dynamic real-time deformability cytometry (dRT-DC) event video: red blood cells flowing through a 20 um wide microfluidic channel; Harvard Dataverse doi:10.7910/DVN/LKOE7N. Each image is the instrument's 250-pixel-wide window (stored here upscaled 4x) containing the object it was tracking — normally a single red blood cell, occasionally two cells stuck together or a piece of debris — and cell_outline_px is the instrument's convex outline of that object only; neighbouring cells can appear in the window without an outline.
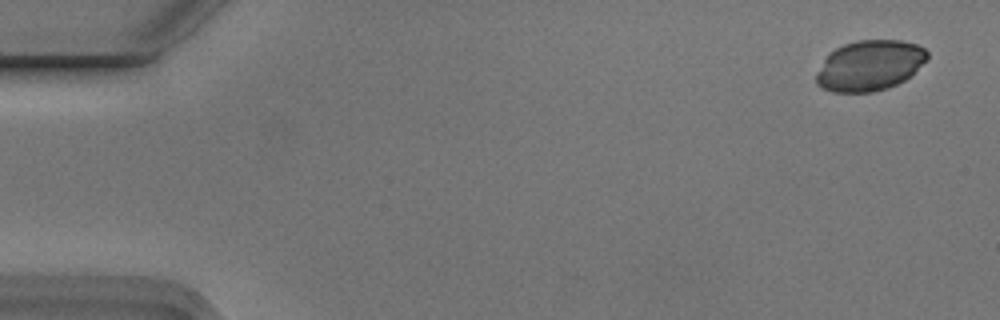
{"species": "Egyptian fruit bat (a non-hibernating species)", "species_latin": "Rousettus aegyptiacus", "temperature_condition": "cold", "stored_images_in_passage": 4, "camera_frame_rate_fps": 3000, "um_per_image_px": 0.085, "animal": {"sex": "male"}, "frame": {"image": 1, "passage_image": 1, "time_ms": 0.0, "image_size_px": [1000, 320], "cell_outline_px": [[928, 56], [904, 80], [888, 88], [872, 92], [832, 92], [820, 88], [816, 84], [816, 72], [828, 52], [844, 44], [856, 40], [900, 40], [916, 44], [924, 48], [928, 52]], "centroid_in_image_um": [73.85, 5.57], "position_along_channel_um": 11.2, "area_um2": 32.54}}